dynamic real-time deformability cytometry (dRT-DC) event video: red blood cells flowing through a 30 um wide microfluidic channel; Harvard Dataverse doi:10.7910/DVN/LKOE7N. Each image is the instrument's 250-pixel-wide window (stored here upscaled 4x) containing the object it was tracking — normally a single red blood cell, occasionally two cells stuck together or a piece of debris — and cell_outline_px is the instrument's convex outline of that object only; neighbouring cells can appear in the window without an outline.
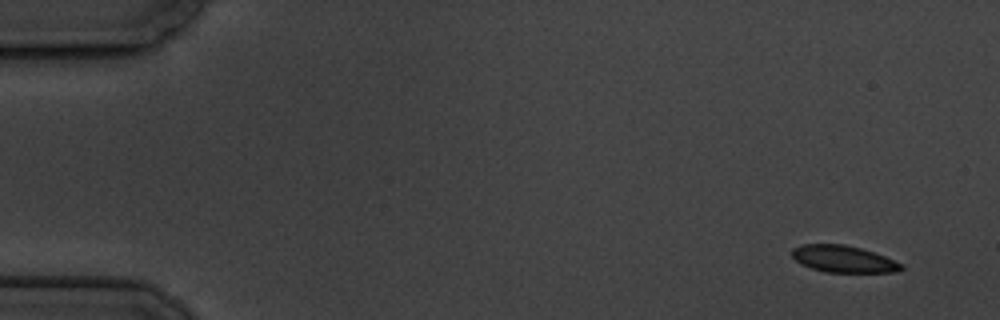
{"species": "common noctule bat (a hibernating species)", "species_latin": "Nyctalus noctula", "temperature_condition": "cold", "stored_images_in_passage": 5, "camera_frame_rate_fps": 3000, "um_per_image_px": 0.085, "animal": {"sex": "male", "body_mass_g": 19.5, "forearm_length_mm": 54.6}, "frame": {"image": 1, "passage_image": 1, "time_ms": 0.0, "image_size_px": [1000, 320], "cell_outline_px": [[904, 268], [896, 272], [824, 272], [800, 264], [792, 256], [792, 248], [804, 244], [844, 244], [860, 248], [884, 256], [904, 264]], "centroid_in_image_um": [71.69, 22.02], "position_along_channel_um": 13.3, "area_um2": 17.05}}
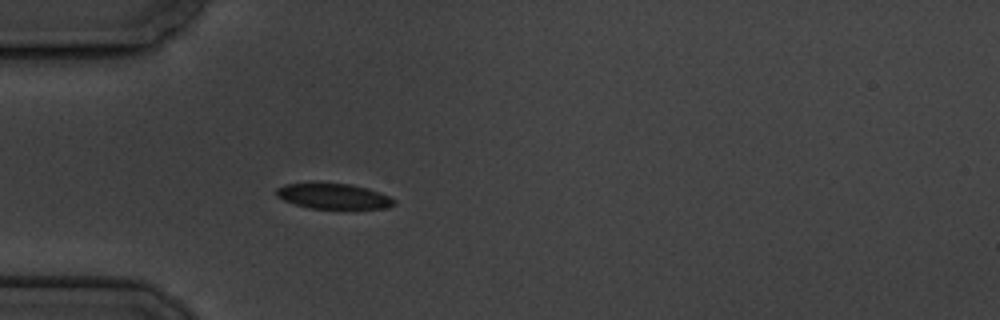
{"frame": {"image": 2, "passage_image": 5, "time_ms": 4.667, "image_size_px": [1000, 320], "cell_outline_px": [[396, 204], [388, 208], [312, 208], [296, 204], [284, 200], [276, 196], [276, 188], [284, 184], [316, 180], [348, 184], [380, 192], [396, 200]], "centroid_in_image_um": [28.28, 16.63], "position_along_channel_um": 56.7, "area_um2": 17.86}}